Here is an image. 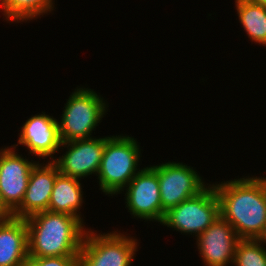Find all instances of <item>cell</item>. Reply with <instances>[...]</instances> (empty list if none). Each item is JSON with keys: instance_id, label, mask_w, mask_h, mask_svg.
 <instances>
[{"instance_id": "1", "label": "cell", "mask_w": 266, "mask_h": 266, "mask_svg": "<svg viewBox=\"0 0 266 266\" xmlns=\"http://www.w3.org/2000/svg\"><path fill=\"white\" fill-rule=\"evenodd\" d=\"M214 183L220 215L239 239H258L266 225V177L248 175Z\"/></svg>"}, {"instance_id": "2", "label": "cell", "mask_w": 266, "mask_h": 266, "mask_svg": "<svg viewBox=\"0 0 266 266\" xmlns=\"http://www.w3.org/2000/svg\"><path fill=\"white\" fill-rule=\"evenodd\" d=\"M28 229V256H78L85 233V223L66 213L41 211L25 218Z\"/></svg>"}, {"instance_id": "18", "label": "cell", "mask_w": 266, "mask_h": 266, "mask_svg": "<svg viewBox=\"0 0 266 266\" xmlns=\"http://www.w3.org/2000/svg\"><path fill=\"white\" fill-rule=\"evenodd\" d=\"M233 266H266V247L258 239H240Z\"/></svg>"}, {"instance_id": "12", "label": "cell", "mask_w": 266, "mask_h": 266, "mask_svg": "<svg viewBox=\"0 0 266 266\" xmlns=\"http://www.w3.org/2000/svg\"><path fill=\"white\" fill-rule=\"evenodd\" d=\"M49 115L42 111V114H35L27 119L19 128L17 144L12 146L15 148L19 145L25 146L29 153L39 157V160L42 158L53 161L54 155L59 153L61 140L58 119Z\"/></svg>"}, {"instance_id": "14", "label": "cell", "mask_w": 266, "mask_h": 266, "mask_svg": "<svg viewBox=\"0 0 266 266\" xmlns=\"http://www.w3.org/2000/svg\"><path fill=\"white\" fill-rule=\"evenodd\" d=\"M28 257L25 219L11 215L0 219V266H23Z\"/></svg>"}, {"instance_id": "13", "label": "cell", "mask_w": 266, "mask_h": 266, "mask_svg": "<svg viewBox=\"0 0 266 266\" xmlns=\"http://www.w3.org/2000/svg\"><path fill=\"white\" fill-rule=\"evenodd\" d=\"M58 174L57 165L53 161H46V163L38 161L30 172L23 201L11 216L25 219L34 213L47 211Z\"/></svg>"}, {"instance_id": "15", "label": "cell", "mask_w": 266, "mask_h": 266, "mask_svg": "<svg viewBox=\"0 0 266 266\" xmlns=\"http://www.w3.org/2000/svg\"><path fill=\"white\" fill-rule=\"evenodd\" d=\"M82 188L81 180L59 173L53 185L48 211L66 213L85 223L80 211L84 203Z\"/></svg>"}, {"instance_id": "10", "label": "cell", "mask_w": 266, "mask_h": 266, "mask_svg": "<svg viewBox=\"0 0 266 266\" xmlns=\"http://www.w3.org/2000/svg\"><path fill=\"white\" fill-rule=\"evenodd\" d=\"M105 137L61 142L59 152L64 149L63 155L55 157L59 173L76 179H84L89 175L96 176L100 167L105 149ZM64 147V148H63Z\"/></svg>"}, {"instance_id": "5", "label": "cell", "mask_w": 266, "mask_h": 266, "mask_svg": "<svg viewBox=\"0 0 266 266\" xmlns=\"http://www.w3.org/2000/svg\"><path fill=\"white\" fill-rule=\"evenodd\" d=\"M97 233L88 227L77 257V266H131L139 251L136 237L118 230Z\"/></svg>"}, {"instance_id": "4", "label": "cell", "mask_w": 266, "mask_h": 266, "mask_svg": "<svg viewBox=\"0 0 266 266\" xmlns=\"http://www.w3.org/2000/svg\"><path fill=\"white\" fill-rule=\"evenodd\" d=\"M78 87L66 100L60 121H57L61 142L94 137L93 131L108 114L109 104L100 93L89 87Z\"/></svg>"}, {"instance_id": "20", "label": "cell", "mask_w": 266, "mask_h": 266, "mask_svg": "<svg viewBox=\"0 0 266 266\" xmlns=\"http://www.w3.org/2000/svg\"><path fill=\"white\" fill-rule=\"evenodd\" d=\"M258 240L264 245L266 246V225L265 228L263 230V233L260 235V237L258 238Z\"/></svg>"}, {"instance_id": "8", "label": "cell", "mask_w": 266, "mask_h": 266, "mask_svg": "<svg viewBox=\"0 0 266 266\" xmlns=\"http://www.w3.org/2000/svg\"><path fill=\"white\" fill-rule=\"evenodd\" d=\"M17 151V152H16ZM13 146L0 148V204L11 215L22 203L33 166Z\"/></svg>"}, {"instance_id": "22", "label": "cell", "mask_w": 266, "mask_h": 266, "mask_svg": "<svg viewBox=\"0 0 266 266\" xmlns=\"http://www.w3.org/2000/svg\"><path fill=\"white\" fill-rule=\"evenodd\" d=\"M247 1L266 6V0H247Z\"/></svg>"}, {"instance_id": "7", "label": "cell", "mask_w": 266, "mask_h": 266, "mask_svg": "<svg viewBox=\"0 0 266 266\" xmlns=\"http://www.w3.org/2000/svg\"><path fill=\"white\" fill-rule=\"evenodd\" d=\"M150 166L157 172L158 176L162 221L170 208L197 195L208 185L200 173L198 174L195 170L196 168L193 169L183 162L168 161Z\"/></svg>"}, {"instance_id": "3", "label": "cell", "mask_w": 266, "mask_h": 266, "mask_svg": "<svg viewBox=\"0 0 266 266\" xmlns=\"http://www.w3.org/2000/svg\"><path fill=\"white\" fill-rule=\"evenodd\" d=\"M140 143L129 135L106 136L105 149L96 179L99 190L107 196L121 194L131 179L141 170Z\"/></svg>"}, {"instance_id": "17", "label": "cell", "mask_w": 266, "mask_h": 266, "mask_svg": "<svg viewBox=\"0 0 266 266\" xmlns=\"http://www.w3.org/2000/svg\"><path fill=\"white\" fill-rule=\"evenodd\" d=\"M55 0H0L4 20L21 23L53 12Z\"/></svg>"}, {"instance_id": "19", "label": "cell", "mask_w": 266, "mask_h": 266, "mask_svg": "<svg viewBox=\"0 0 266 266\" xmlns=\"http://www.w3.org/2000/svg\"><path fill=\"white\" fill-rule=\"evenodd\" d=\"M78 256L28 257L23 266H77Z\"/></svg>"}, {"instance_id": "6", "label": "cell", "mask_w": 266, "mask_h": 266, "mask_svg": "<svg viewBox=\"0 0 266 266\" xmlns=\"http://www.w3.org/2000/svg\"><path fill=\"white\" fill-rule=\"evenodd\" d=\"M219 216V198L213 184L209 183L197 195L170 208L161 224L183 235H194L197 238Z\"/></svg>"}, {"instance_id": "21", "label": "cell", "mask_w": 266, "mask_h": 266, "mask_svg": "<svg viewBox=\"0 0 266 266\" xmlns=\"http://www.w3.org/2000/svg\"><path fill=\"white\" fill-rule=\"evenodd\" d=\"M7 216H9V214L2 208L0 204V219L5 218Z\"/></svg>"}, {"instance_id": "9", "label": "cell", "mask_w": 266, "mask_h": 266, "mask_svg": "<svg viewBox=\"0 0 266 266\" xmlns=\"http://www.w3.org/2000/svg\"><path fill=\"white\" fill-rule=\"evenodd\" d=\"M124 190L125 206L132 218L162 223L158 176L150 165L141 168Z\"/></svg>"}, {"instance_id": "11", "label": "cell", "mask_w": 266, "mask_h": 266, "mask_svg": "<svg viewBox=\"0 0 266 266\" xmlns=\"http://www.w3.org/2000/svg\"><path fill=\"white\" fill-rule=\"evenodd\" d=\"M195 240L204 266L233 265L235 248L240 239L221 215Z\"/></svg>"}, {"instance_id": "16", "label": "cell", "mask_w": 266, "mask_h": 266, "mask_svg": "<svg viewBox=\"0 0 266 266\" xmlns=\"http://www.w3.org/2000/svg\"><path fill=\"white\" fill-rule=\"evenodd\" d=\"M239 23L249 40L266 47V6L247 0H235Z\"/></svg>"}]
</instances>
